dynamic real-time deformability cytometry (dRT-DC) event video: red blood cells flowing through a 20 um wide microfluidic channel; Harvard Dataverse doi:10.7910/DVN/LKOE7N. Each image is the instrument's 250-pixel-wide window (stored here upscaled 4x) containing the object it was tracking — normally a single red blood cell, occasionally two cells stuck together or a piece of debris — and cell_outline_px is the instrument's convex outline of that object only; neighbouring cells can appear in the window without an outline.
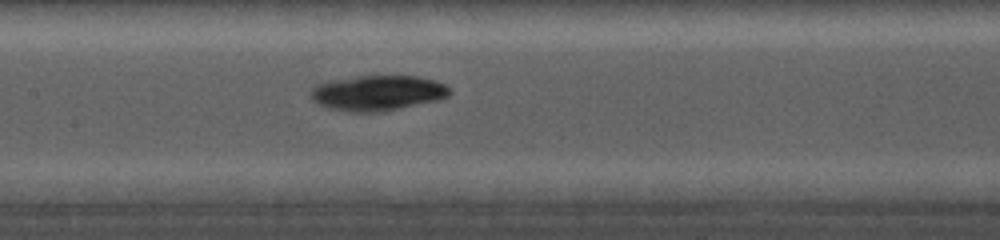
{"species": "common noctule bat (a hibernating species)", "species_latin": "Nyctalus noctula", "temperature_condition": "cold", "stored_images_in_passage": 18, "camera_frame_rate_fps": 5000, "um_per_image_px": 0.085, "animal": {"sex": "female", "body_mass_g": 19.0, "forearm_length_mm": 56.7}, "frame": {"image": 1, "passage_image": 18, "time_ms": 8.4, "image_size_px": [1000, 240], "cell_outline_px": [[452, 92], [448, 96], [436, 100], [380, 112], [352, 112], [328, 108], [316, 104], [312, 100], [312, 88], [316, 84], [332, 80], [356, 76], [416, 76], [436, 80], [444, 84]], "centroid_in_image_um": [32.08, 7.9], "position_along_channel_um": 175.3, "area_um2": 28.44}}